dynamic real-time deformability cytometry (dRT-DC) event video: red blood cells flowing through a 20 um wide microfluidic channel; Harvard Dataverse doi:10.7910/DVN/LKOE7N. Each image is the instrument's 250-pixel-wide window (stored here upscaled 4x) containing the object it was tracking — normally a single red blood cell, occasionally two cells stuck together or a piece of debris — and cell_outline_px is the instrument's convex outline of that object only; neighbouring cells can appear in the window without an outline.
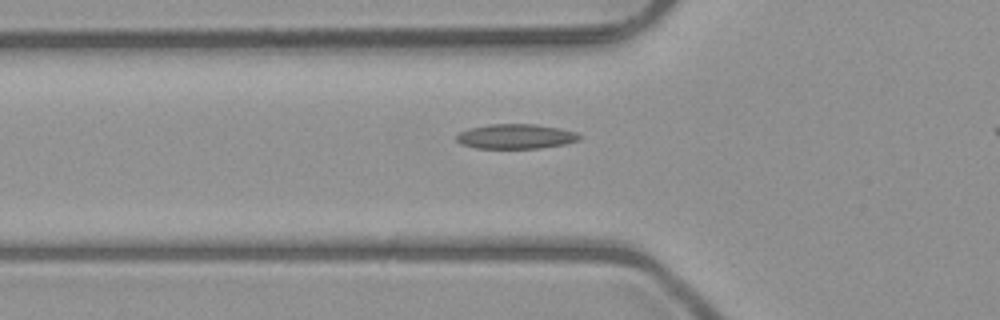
{"species": "common noctule bat (a hibernating species)", "species_latin": "Nyctalus noctula", "temperature_condition": "room temperature", "stored_images_in_passage": 31, "camera_frame_rate_fps": 3000, "um_per_image_px": 0.085, "animal": {"sex": "male", "body_mass_g": 23.1, "forearm_length_mm": 52.7}, "frame": {"image": 1, "passage_image": 4, "time_ms": 1.0, "image_size_px": [1000, 320], "cell_outline_px": [[584, 136], [580, 140], [564, 144], [540, 148], [476, 148], [460, 144], [456, 140], [456, 136], [460, 132], [468, 128], [488, 124], [536, 124], [560, 128], [576, 132]], "centroid_in_image_um": [43.85, 11.59], "position_along_channel_um": 81.9, "area_um2": 17.92}}
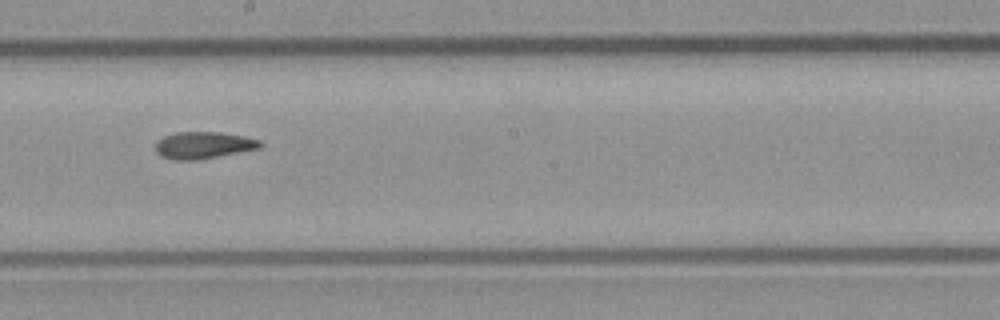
{"frame": {"image": 2, "passage_image": 15, "time_ms": 4.667, "image_size_px": [1000, 320], "cell_outline_px": [[264, 144], [260, 148], [196, 160], [172, 160], [160, 156], [156, 152], [156, 140], [164, 136], [176, 132], [220, 132], [244, 136], [260, 140]], "centroid_in_image_um": [17.27, 12.34], "position_along_channel_um": 230.9, "area_um2": 16.47}}
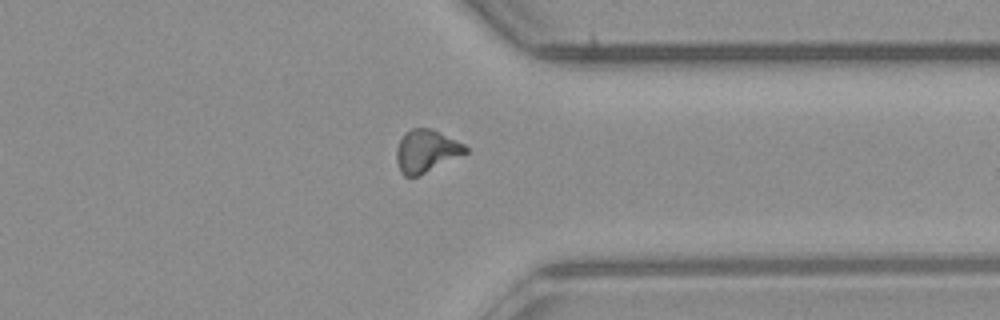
{"frame": {"image": 3, "passage_image": 26, "time_ms": 8.333, "image_size_px": [1000, 320], "cell_outline_px": [[468, 152], [416, 176], [404, 176], [400, 172], [396, 160], [396, 148], [400, 140], [412, 128], [432, 128], [464, 144], [468, 148]], "centroid_in_image_um": [36.22, 12.83], "position_along_channel_um": 375.2, "area_um2": 16.76}}